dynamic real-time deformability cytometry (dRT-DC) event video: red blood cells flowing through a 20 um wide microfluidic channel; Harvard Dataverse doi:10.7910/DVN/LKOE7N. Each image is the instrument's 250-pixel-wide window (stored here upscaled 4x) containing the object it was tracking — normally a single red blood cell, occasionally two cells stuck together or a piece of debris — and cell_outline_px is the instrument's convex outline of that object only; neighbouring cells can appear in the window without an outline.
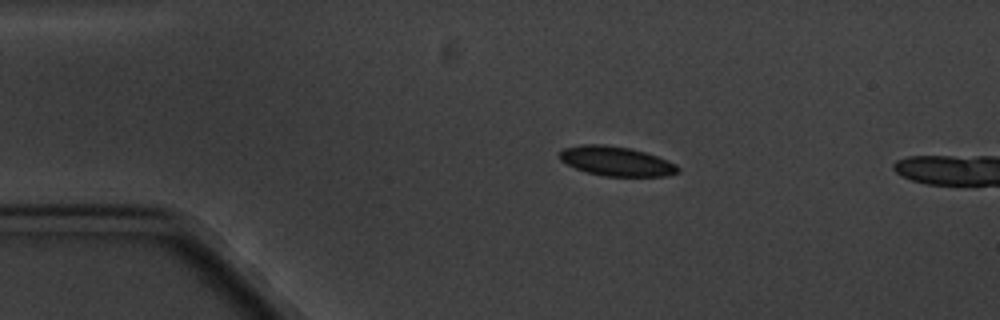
{"species": "common noctule bat (a hibernating species)", "species_latin": "Nyctalus noctula", "temperature_condition": "cold", "stored_images_in_passage": 4, "camera_frame_rate_fps": 3000, "um_per_image_px": 0.085, "animal": {"sex": "male", "body_mass_g": 20.1, "forearm_length_mm": 53.5}, "frame": {"image": 1, "passage_image": 2, "time_ms": 1.333, "image_size_px": [1000, 320], "cell_outline_px": [[680, 172], [664, 176], [604, 176], [588, 172], [576, 168], [560, 160], [560, 152], [564, 148], [580, 144], [604, 144], [628, 148], [644, 152], [668, 160], [676, 164], [680, 168]], "centroid_in_image_um": [52.4, 13.7], "position_along_channel_um": 32.6, "area_um2": 20.17}}
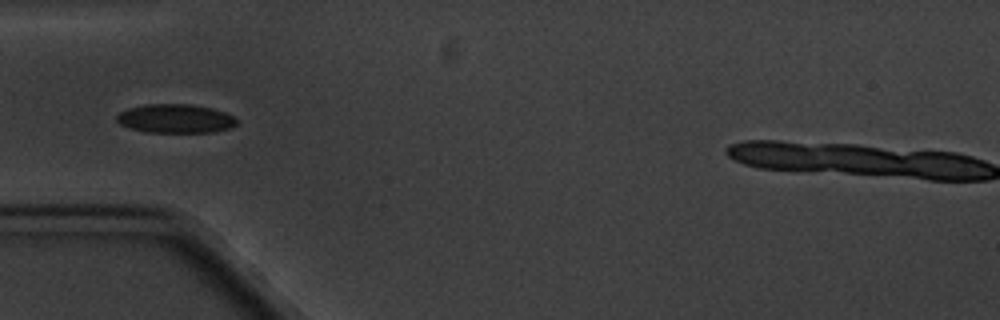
{"frame": {"image": 2, "passage_image": 4, "time_ms": 3.667, "image_size_px": [1000, 320], "cell_outline_px": [[236, 124], [232, 128], [212, 132], [148, 132], [132, 128], [120, 124], [116, 120], [116, 116], [120, 112], [128, 108], [144, 104], [192, 104], [212, 108], [224, 112], [232, 116], [236, 120]], "centroid_in_image_um": [14.91, 10.07], "position_along_channel_um": 70.1, "area_um2": 20.11}}